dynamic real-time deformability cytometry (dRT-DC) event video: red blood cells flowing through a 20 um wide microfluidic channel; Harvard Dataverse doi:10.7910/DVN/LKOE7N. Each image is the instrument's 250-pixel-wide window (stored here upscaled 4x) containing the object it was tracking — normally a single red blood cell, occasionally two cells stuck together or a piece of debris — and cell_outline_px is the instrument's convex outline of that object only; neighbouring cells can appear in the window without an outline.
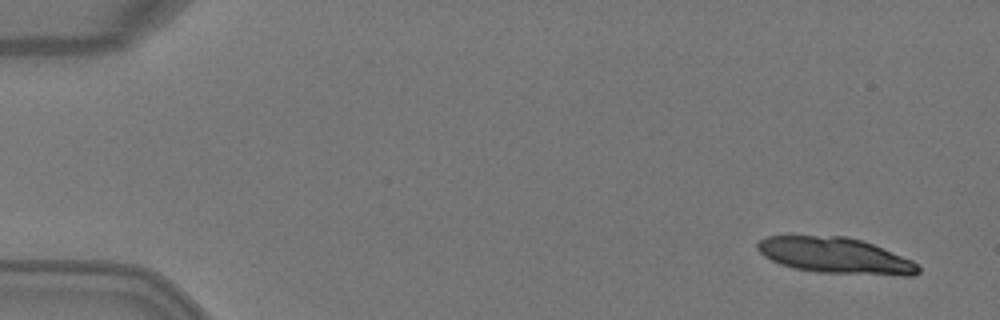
{"species": "Egyptian fruit bat (a non-hibernating species)", "species_latin": "Rousettus aegyptiacus", "temperature_condition": "warm", "stored_images_in_passage": 4, "camera_frame_rate_fps": 3000, "um_per_image_px": 0.085, "animal": {"sex": "female"}, "frame": {"image": 1, "passage_image": 1, "time_ms": 0.0, "image_size_px": [1000, 320], "cell_outline_px": [[920, 272], [912, 276], [900, 276], [816, 272], [796, 268], [780, 264], [764, 256], [756, 248], [756, 244], [760, 240], [768, 236], [848, 236], [872, 244], [912, 260], [920, 264]], "centroid_in_image_um": [71.04, 21.74], "position_along_channel_um": 14.0, "area_um2": 33.7}}